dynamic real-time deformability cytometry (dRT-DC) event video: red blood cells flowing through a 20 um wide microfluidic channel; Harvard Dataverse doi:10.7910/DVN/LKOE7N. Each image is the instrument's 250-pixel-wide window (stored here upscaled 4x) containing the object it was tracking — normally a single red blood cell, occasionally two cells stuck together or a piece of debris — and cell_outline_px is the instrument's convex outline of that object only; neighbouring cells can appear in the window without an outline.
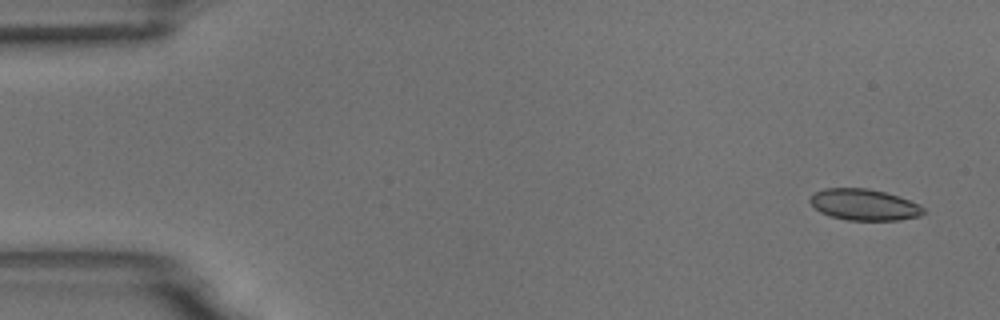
{"species": "common noctule bat (a hibernating species)", "species_latin": "Nyctalus noctula", "temperature_condition": "room temperature", "stored_images_in_passage": 4, "camera_frame_rate_fps": 3000, "um_per_image_px": 0.085, "animal": {"sex": "male", "body_mass_g": 18.8}, "frame": {"image": 1, "passage_image": 1, "time_ms": 0.0, "image_size_px": [1000, 320], "cell_outline_px": [[924, 212], [920, 216], [900, 220], [848, 220], [832, 216], [820, 212], [808, 200], [816, 192], [824, 188], [868, 188], [884, 192], [920, 204], [924, 208]], "centroid_in_image_um": [73.46, 17.4], "position_along_channel_um": 11.5, "area_um2": 20.46}}